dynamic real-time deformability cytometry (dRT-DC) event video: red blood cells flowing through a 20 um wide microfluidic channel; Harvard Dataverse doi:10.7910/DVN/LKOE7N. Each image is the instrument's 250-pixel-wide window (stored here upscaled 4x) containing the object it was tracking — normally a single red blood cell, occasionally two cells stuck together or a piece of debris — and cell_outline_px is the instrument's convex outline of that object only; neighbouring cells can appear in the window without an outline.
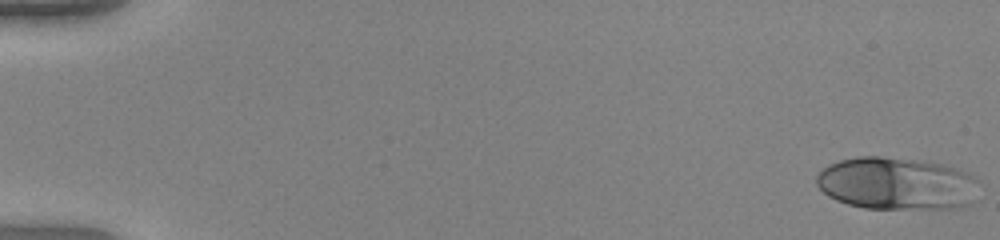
{"species": "human", "species_latin": "Homo sapiens", "temperature_condition": "warm", "stored_images_in_passage": 51, "camera_frame_rate_fps": 3000, "um_per_image_px": 0.085, "donor": {"sex": "female"}, "frame": {"image": 1, "passage_image": 1, "time_ms": 0.0, "image_size_px": [1000, 240], "cell_outline_px": [[980, 180], [976, 200], [972, 204], [960, 208], [864, 208], [848, 204], [836, 200], [828, 196], [816, 184], [816, 176], [828, 164], [840, 160], [856, 156], [880, 156], [920, 160], [944, 164], [956, 168]], "centroid_in_image_um": [76.26, 15.6], "position_along_channel_um": 8.7, "area_um2": 50.29}}
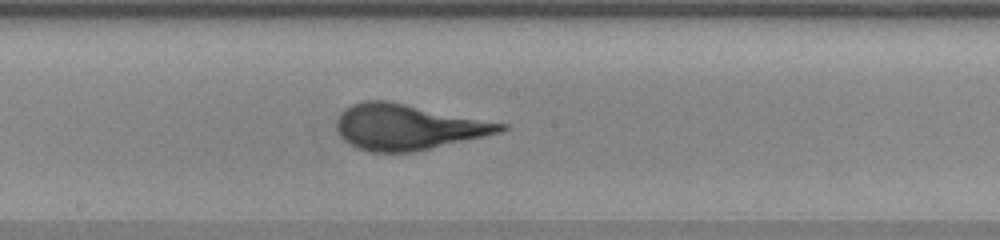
{"frame": {"image": 2, "passage_image": 29, "time_ms": 9.333, "image_size_px": [1000, 240], "cell_outline_px": [[508, 128], [500, 132], [484, 136], [412, 152], [368, 152], [356, 148], [344, 140], [336, 128], [336, 124], [340, 112], [344, 108], [352, 104], [364, 100], [388, 100], [508, 124]], "centroid_in_image_um": [34.63, 10.78], "position_along_channel_um": 213.6, "area_um2": 43.47}}
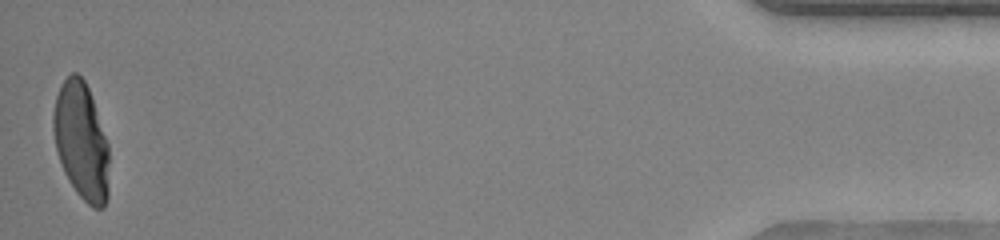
{"frame": {"image": 3, "passage_image": 51, "time_ms": 16.667, "image_size_px": [1000, 240], "cell_outline_px": [[108, 196], [104, 208], [92, 208], [76, 192], [64, 172], [56, 148], [52, 128], [52, 112], [56, 96], [64, 80], [72, 72], [76, 72], [84, 80], [88, 88], [108, 144]], "centroid_in_image_um": [6.9, 12.01], "position_along_channel_um": 428.3, "area_um2": 37.86}, "authors_computed_cell_mechanics": {"area_um2": 42.7142, "velocity_mm_per_s": 4.0519, "shape_relaxation_time_tau1_ms": 4.2382, "shape_relaxation_time_tau2_ms": null, "deformation_change_tau1": 0.2426, "deformation_change_tau2": null}}